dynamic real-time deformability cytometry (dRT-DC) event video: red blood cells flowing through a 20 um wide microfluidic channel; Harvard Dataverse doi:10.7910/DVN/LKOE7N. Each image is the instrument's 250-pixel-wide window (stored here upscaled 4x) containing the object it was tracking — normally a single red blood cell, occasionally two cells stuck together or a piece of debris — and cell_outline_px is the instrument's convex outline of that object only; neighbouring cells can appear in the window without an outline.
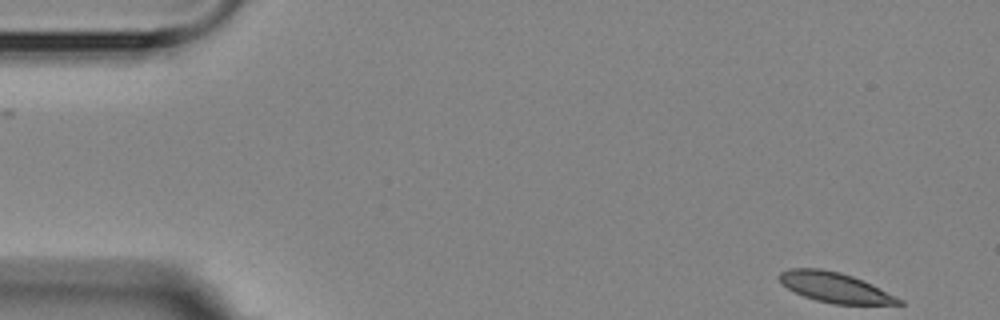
{"species": "Egyptian fruit bat (a non-hibernating species)", "species_latin": "Rousettus aegyptiacus", "temperature_condition": "room temperature", "stored_images_in_passage": 9, "camera_frame_rate_fps": 3000, "um_per_image_px": 0.085, "animal": {"sex": "female"}, "frame": {"image": 1, "passage_image": 1, "time_ms": 0.0, "image_size_px": [1000, 320], "cell_outline_px": [[904, 304], [832, 304], [816, 300], [804, 296], [780, 284], [776, 276], [780, 272], [788, 268], [820, 268], [840, 272], [852, 276], [872, 284], [904, 300]], "centroid_in_image_um": [70.93, 24.42], "position_along_channel_um": 14.1, "area_um2": 21.04}}
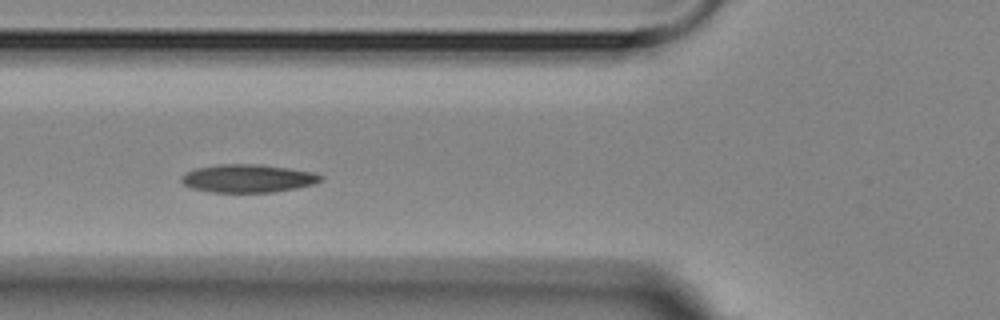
{"frame": {"image": 2, "passage_image": 6, "time_ms": 5.667, "image_size_px": [1000, 320], "cell_outline_px": [[324, 176], [320, 180], [312, 184], [296, 188], [272, 192], [208, 192], [192, 188], [184, 184], [180, 180], [180, 176], [196, 168], [220, 164], [256, 164], [288, 168], [312, 172]], "centroid_in_image_um": [21.03, 15.16], "position_along_channel_um": 104.8, "area_um2": 22.6}}
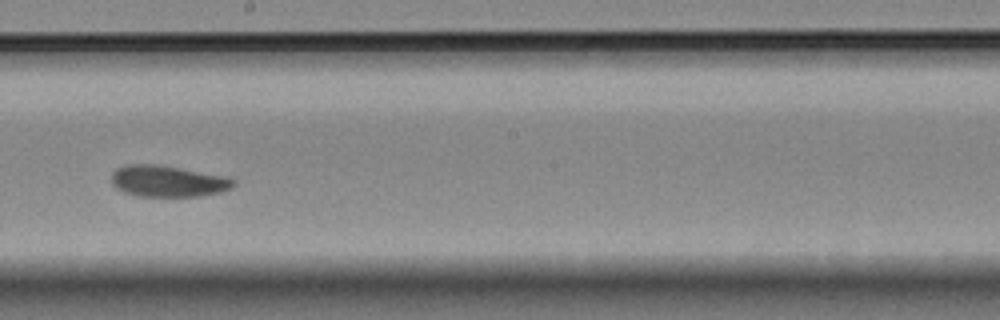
{"frame": {"image": 3, "passage_image": 9, "time_ms": 9.333, "image_size_px": [1000, 320], "cell_outline_px": [[236, 184], [232, 188], [220, 192], [200, 196], [136, 196], [124, 192], [116, 188], [112, 184], [112, 172], [116, 168], [128, 164], [152, 164], [228, 176], [236, 180]], "centroid_in_image_um": [14.28, 15.4], "position_along_channel_um": 233.9, "area_um2": 22.31}}